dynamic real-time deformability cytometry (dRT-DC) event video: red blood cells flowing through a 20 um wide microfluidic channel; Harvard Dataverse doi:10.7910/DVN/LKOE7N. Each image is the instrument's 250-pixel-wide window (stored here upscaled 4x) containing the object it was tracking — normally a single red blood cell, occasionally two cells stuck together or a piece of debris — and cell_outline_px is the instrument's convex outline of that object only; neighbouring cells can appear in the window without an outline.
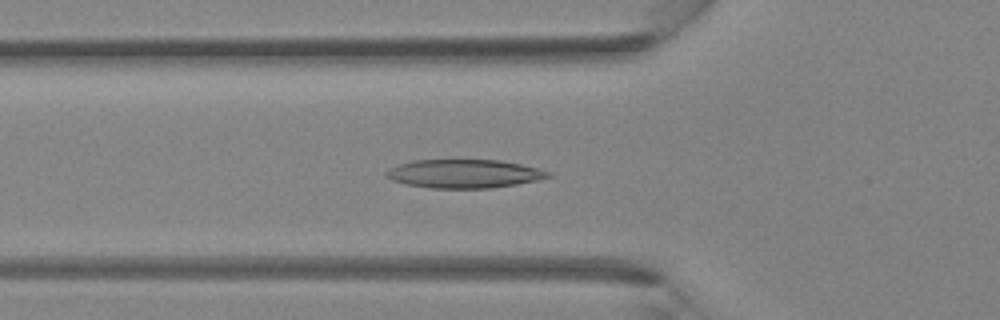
{"species": "Egyptian fruit bat (a non-hibernating species)", "species_latin": "Rousettus aegyptiacus", "temperature_condition": "room temperature", "stored_images_in_passage": 38, "camera_frame_rate_fps": 3000, "um_per_image_px": 0.085, "animal": {"sex": "female"}, "frame": {"image": 1, "passage_image": 12, "time_ms": 3.667, "image_size_px": [1000, 320], "cell_outline_px": [[552, 176], [536, 180], [516, 184], [492, 188], [428, 188], [404, 184], [392, 180], [384, 172], [388, 168], [412, 160], [500, 160], [520, 164], [552, 172]], "centroid_in_image_um": [39.43, 14.77], "position_along_channel_um": 86.4, "area_um2": 26.93}}
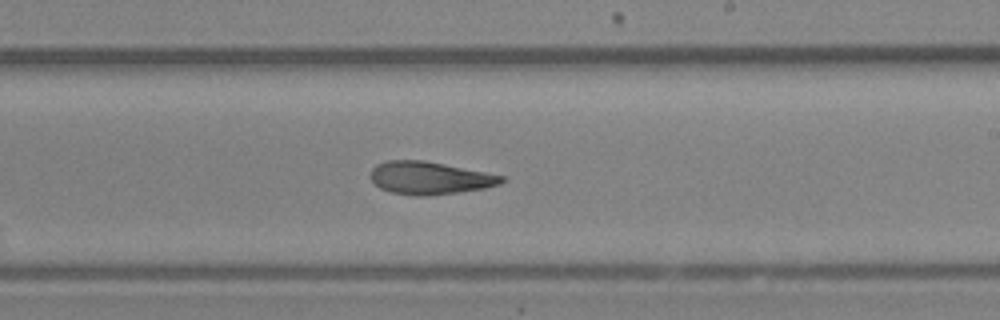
{"frame": {"image": 2, "passage_image": 22, "time_ms": 7.0, "image_size_px": [1000, 320], "cell_outline_px": [[508, 180], [500, 184], [484, 188], [456, 192], [424, 196], [416, 196], [392, 192], [380, 188], [368, 176], [372, 168], [376, 164], [388, 160], [424, 160], [504, 176]], "centroid_in_image_um": [36.5, 15.12], "position_along_channel_um": 252.5, "area_um2": 24.85}}
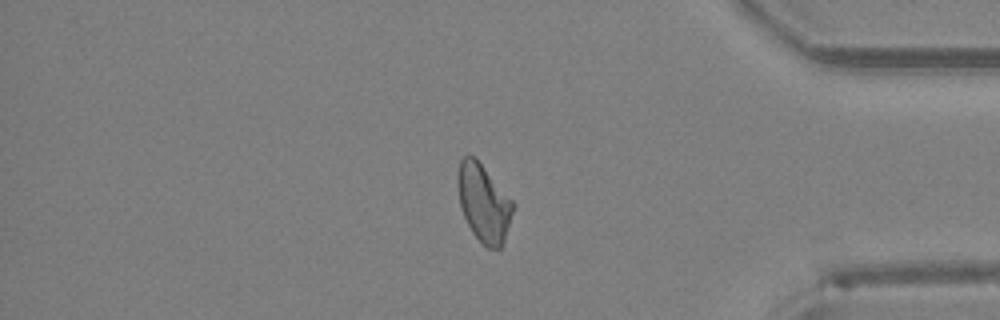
{"frame": {"image": 3, "passage_image": 32, "time_ms": 10.333, "image_size_px": [1000, 320], "cell_outline_px": [[516, 204], [504, 240], [500, 248], [488, 248], [472, 232], [464, 216], [460, 204], [456, 180], [456, 176], [460, 160], [464, 156], [472, 156], [484, 168]], "centroid_in_image_um": [41.11, 17.25], "position_along_channel_um": 394.1, "area_um2": 24.62}}